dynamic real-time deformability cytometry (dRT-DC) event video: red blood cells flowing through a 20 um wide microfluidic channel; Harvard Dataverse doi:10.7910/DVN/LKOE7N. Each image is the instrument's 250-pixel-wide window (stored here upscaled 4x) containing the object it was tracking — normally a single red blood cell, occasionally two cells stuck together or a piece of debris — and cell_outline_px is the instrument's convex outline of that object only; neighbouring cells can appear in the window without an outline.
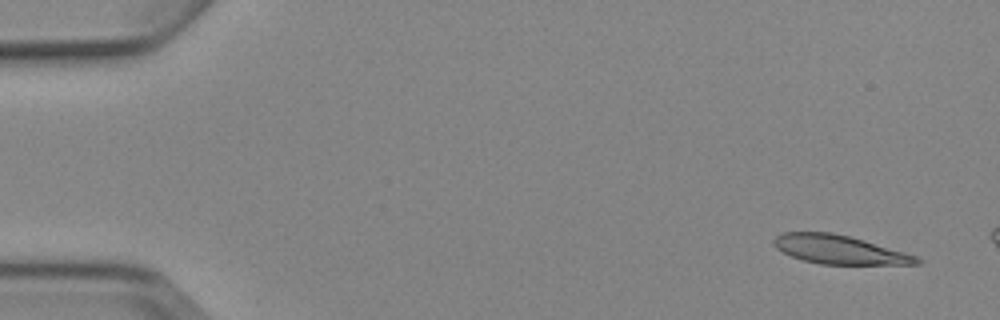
{"species": "Egyptian fruit bat (a non-hibernating species)", "species_latin": "Rousettus aegyptiacus", "temperature_condition": "cold", "stored_images_in_passage": 3, "camera_frame_rate_fps": 3000, "um_per_image_px": 0.085, "animal": {"sex": "female"}, "frame": {"image": 1, "passage_image": 1, "time_ms": 0.0, "image_size_px": [1000, 320], "cell_outline_px": [[920, 264], [820, 264], [804, 260], [792, 256], [776, 248], [772, 244], [772, 240], [776, 236], [784, 232], [832, 232], [864, 240], [904, 252], [916, 256], [920, 260]], "centroid_in_image_um": [71.3, 21.21], "position_along_channel_um": 13.7, "area_um2": 23.64}}